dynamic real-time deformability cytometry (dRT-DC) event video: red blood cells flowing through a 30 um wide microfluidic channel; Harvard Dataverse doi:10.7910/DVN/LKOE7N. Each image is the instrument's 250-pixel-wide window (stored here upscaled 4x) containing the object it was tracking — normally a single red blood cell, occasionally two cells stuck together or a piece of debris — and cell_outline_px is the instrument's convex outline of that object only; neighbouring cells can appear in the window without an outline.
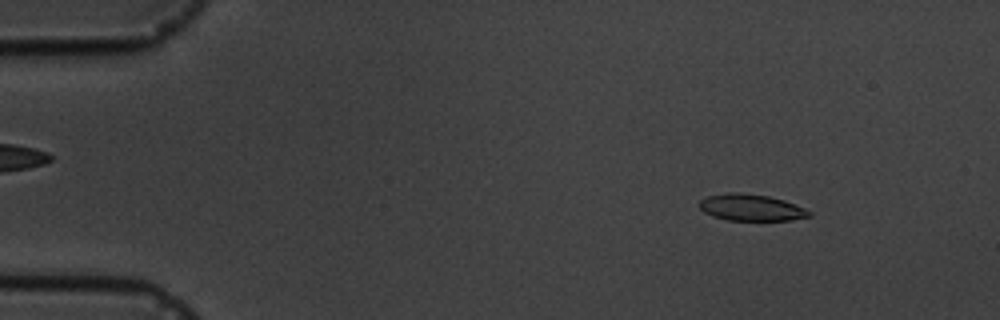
{"species": "common noctule bat (a hibernating species)", "species_latin": "Nyctalus noctula", "temperature_condition": "cold", "stored_images_in_passage": 5, "camera_frame_rate_fps": 3000, "um_per_image_px": 0.085, "animal": {"sex": "male", "body_mass_g": 19.5, "forearm_length_mm": 54.6}, "frame": {"image": 1, "passage_image": 1, "time_ms": 0.0, "image_size_px": [1000, 320], "cell_outline_px": [[812, 216], [792, 220], [728, 220], [712, 216], [704, 212], [700, 208], [700, 200], [708, 196], [728, 192], [740, 192], [768, 196], [784, 200], [804, 208], [812, 212]], "centroid_in_image_um": [63.86, 17.64], "position_along_channel_um": 21.1, "area_um2": 16.99}}
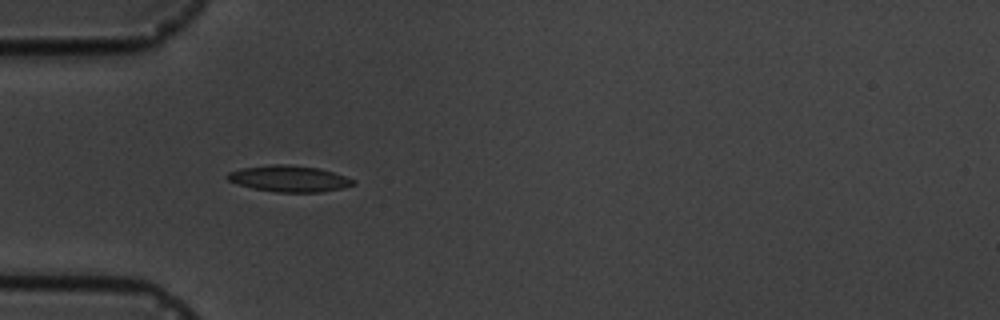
{"frame": {"image": 2, "passage_image": 4, "time_ms": 3.333, "image_size_px": [1000, 320], "cell_outline_px": [[356, 184], [340, 188], [320, 192], [276, 192], [252, 188], [228, 180], [224, 176], [228, 172], [244, 168], [272, 164], [288, 164], [320, 168], [356, 180]], "centroid_in_image_um": [24.58, 15.18], "position_along_channel_um": 60.4, "area_um2": 19.13}}
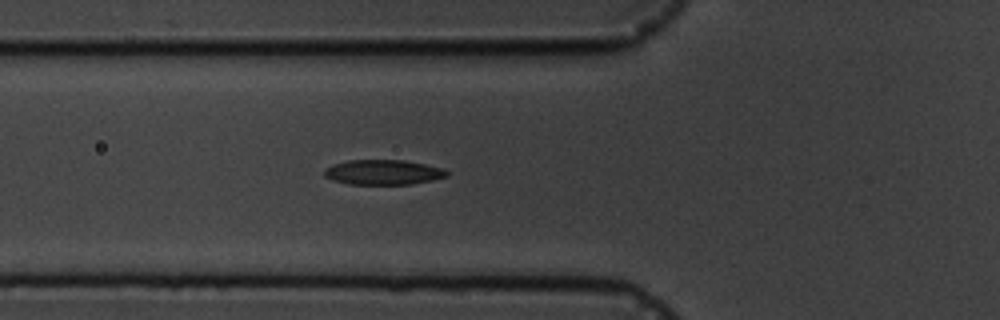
{"frame": {"image": 3, "passage_image": 5, "time_ms": 4.333, "image_size_px": [1000, 320], "cell_outline_px": [[448, 176], [432, 180], [408, 184], [348, 184], [332, 180], [324, 176], [324, 168], [332, 164], [348, 160], [404, 160], [444, 168], [448, 172]], "centroid_in_image_um": [32.54, 14.63], "position_along_channel_um": 93.3, "area_um2": 17.86}}